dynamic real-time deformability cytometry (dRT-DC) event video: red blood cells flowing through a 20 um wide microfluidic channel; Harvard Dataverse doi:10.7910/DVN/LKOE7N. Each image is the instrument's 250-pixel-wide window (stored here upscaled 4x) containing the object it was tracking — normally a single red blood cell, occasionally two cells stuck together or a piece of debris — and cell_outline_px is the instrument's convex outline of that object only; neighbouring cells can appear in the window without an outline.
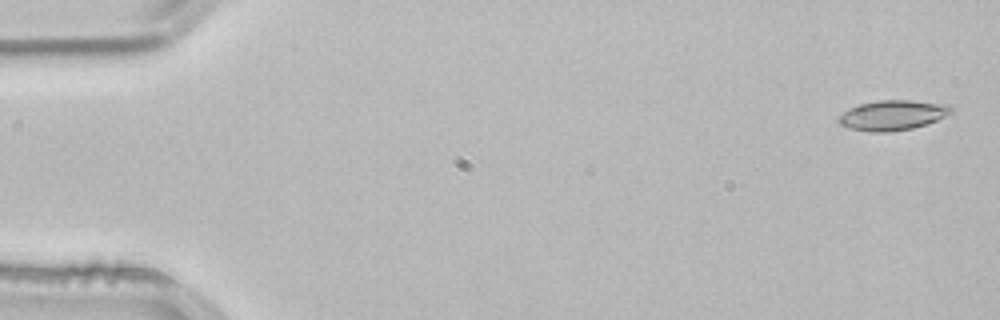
{"species": "common noctule bat (a hibernating species)", "species_latin": "Nyctalus noctula", "temperature_condition": "room temperature", "stored_images_in_passage": 4, "camera_frame_rate_fps": 3000, "um_per_image_px": 0.085, "animal": {"sex": "male", "body_mass_g": 21.5, "forearm_length_mm": 52.0}, "frame": {"image": 1, "passage_image": 1, "time_ms": 0.0, "image_size_px": [1000, 320], "cell_outline_px": [[952, 112], [936, 120], [912, 128], [888, 132], [868, 132], [852, 128], [840, 124], [836, 120], [844, 112], [860, 104], [880, 100], [908, 100], [948, 104], [952, 108]], "centroid_in_image_um": [75.87, 9.79], "position_along_channel_um": 9.1, "area_um2": 19.31}}